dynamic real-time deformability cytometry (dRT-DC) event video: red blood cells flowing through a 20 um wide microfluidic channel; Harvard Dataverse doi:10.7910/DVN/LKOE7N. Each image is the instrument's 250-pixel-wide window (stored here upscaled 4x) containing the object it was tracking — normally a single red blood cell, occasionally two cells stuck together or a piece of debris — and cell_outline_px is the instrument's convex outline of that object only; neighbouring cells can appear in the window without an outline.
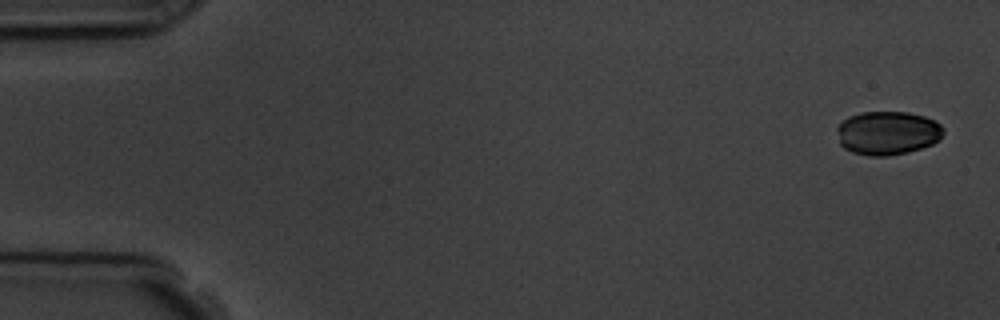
{"species": "common noctule bat (a hibernating species)", "species_latin": "Nyctalus noctula", "temperature_condition": "room temperature", "stored_images_in_passage": 4, "camera_frame_rate_fps": 3000, "um_per_image_px": 0.085, "animal": {"sex": "male", "body_mass_g": 19.5, "forearm_length_mm": 54.6}, "frame": {"image": 1, "passage_image": 1, "time_ms": 0.0, "image_size_px": [1000, 320], "cell_outline_px": [[944, 132], [940, 140], [932, 144], [908, 152], [888, 156], [868, 156], [852, 152], [844, 148], [840, 144], [836, 128], [848, 116], [860, 112], [908, 112], [924, 116], [940, 124], [944, 128]], "centroid_in_image_um": [75.44, 11.3], "position_along_channel_um": 9.6, "area_um2": 27.22}}